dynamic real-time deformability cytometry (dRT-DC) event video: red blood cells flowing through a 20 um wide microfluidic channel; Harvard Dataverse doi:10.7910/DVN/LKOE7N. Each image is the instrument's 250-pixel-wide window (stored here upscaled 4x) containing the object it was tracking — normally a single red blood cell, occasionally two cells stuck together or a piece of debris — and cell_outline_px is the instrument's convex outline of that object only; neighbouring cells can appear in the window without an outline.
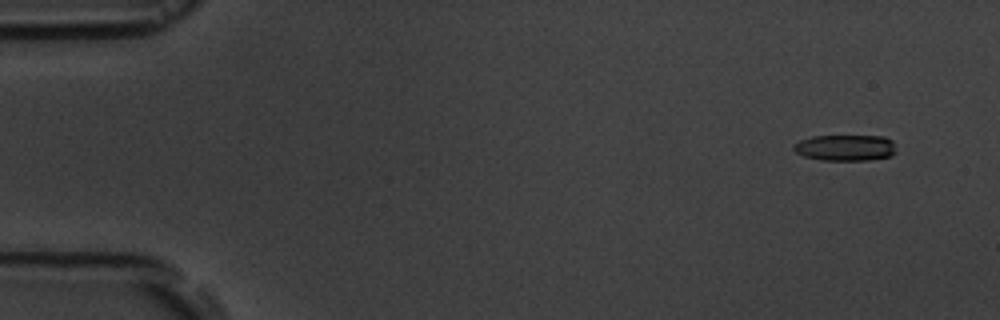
{"species": "common noctule bat (a hibernating species)", "species_latin": "Nyctalus noctula", "temperature_condition": "room temperature", "stored_images_in_passage": 5, "camera_frame_rate_fps": 3000, "um_per_image_px": 0.085, "animal": {"sex": "male", "body_mass_g": 19.5, "forearm_length_mm": 54.6}, "frame": {"image": 1, "passage_image": 2, "time_ms": 1.0, "image_size_px": [1000, 320], "cell_outline_px": [[896, 152], [892, 156], [868, 160], [820, 160], [804, 156], [796, 152], [792, 148], [792, 144], [800, 140], [812, 136], [884, 136], [892, 140]], "centroid_in_image_um": [71.84, 12.55], "position_along_channel_um": 13.2, "area_um2": 15.72}}